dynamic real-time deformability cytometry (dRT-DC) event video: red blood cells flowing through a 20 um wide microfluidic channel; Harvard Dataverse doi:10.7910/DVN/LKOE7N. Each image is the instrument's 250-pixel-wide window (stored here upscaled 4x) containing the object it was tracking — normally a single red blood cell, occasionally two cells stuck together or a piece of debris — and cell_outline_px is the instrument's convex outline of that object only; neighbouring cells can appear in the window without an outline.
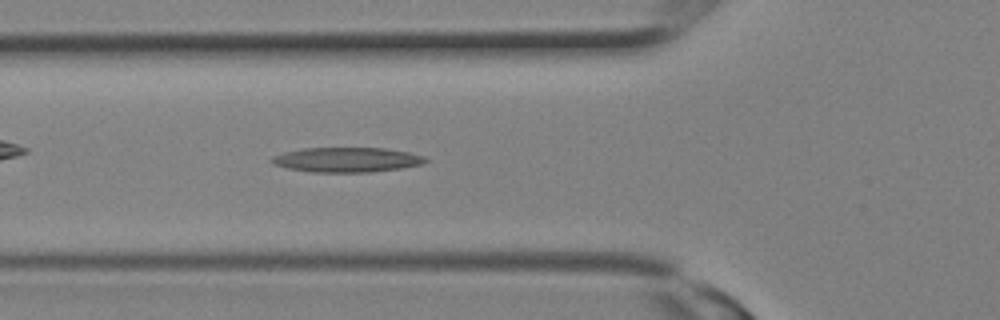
{"species": "Egyptian fruit bat (a non-hibernating species)", "species_latin": "Rousettus aegyptiacus", "temperature_condition": "room temperature", "stored_images_in_passage": 9, "camera_frame_rate_fps": 3000, "um_per_image_px": 0.085, "animal": {"sex": "female"}, "frame": {"image": 1, "passage_image": 9, "time_ms": 2.667, "image_size_px": [1000, 320], "cell_outline_px": [[428, 160], [420, 164], [400, 168], [368, 172], [312, 172], [288, 168], [272, 164], [268, 160], [272, 156], [284, 152], [304, 148], [384, 148], [408, 152], [424, 156]], "centroid_in_image_um": [29.42, 13.57], "position_along_channel_um": 96.4, "area_um2": 22.08}}